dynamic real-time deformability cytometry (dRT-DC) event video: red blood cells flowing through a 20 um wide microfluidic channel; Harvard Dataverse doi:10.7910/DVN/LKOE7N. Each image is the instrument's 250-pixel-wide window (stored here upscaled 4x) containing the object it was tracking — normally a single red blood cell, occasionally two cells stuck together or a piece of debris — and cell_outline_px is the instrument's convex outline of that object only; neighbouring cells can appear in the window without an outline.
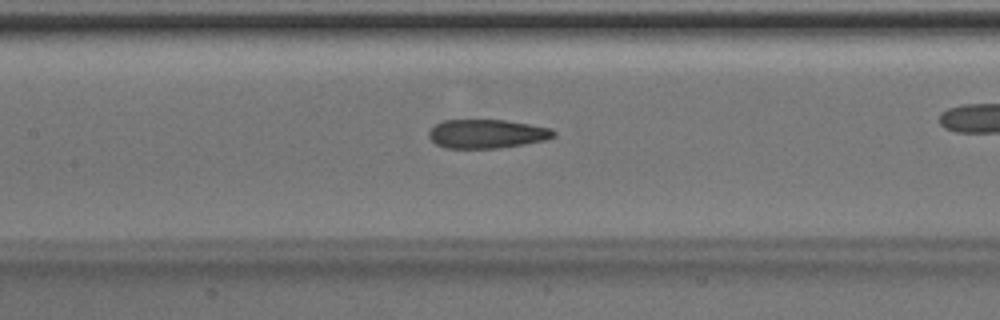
{"species": "Egyptian fruit bat (a non-hibernating species)", "species_latin": "Rousettus aegyptiacus", "temperature_condition": "room temperature", "stored_images_in_passage": 39, "camera_frame_rate_fps": 3000, "um_per_image_px": 0.085, "animal": {"sex": "male"}, "frame": {"image": 1, "passage_image": 23, "time_ms": 7.333, "image_size_px": [1000, 320], "cell_outline_px": [[556, 136], [544, 140], [524, 144], [500, 148], [444, 148], [436, 144], [428, 136], [428, 132], [436, 124], [444, 120], [504, 120], [552, 128], [556, 132]], "centroid_in_image_um": [41.39, 11.38], "position_along_channel_um": 166.0, "area_um2": 20.98}}
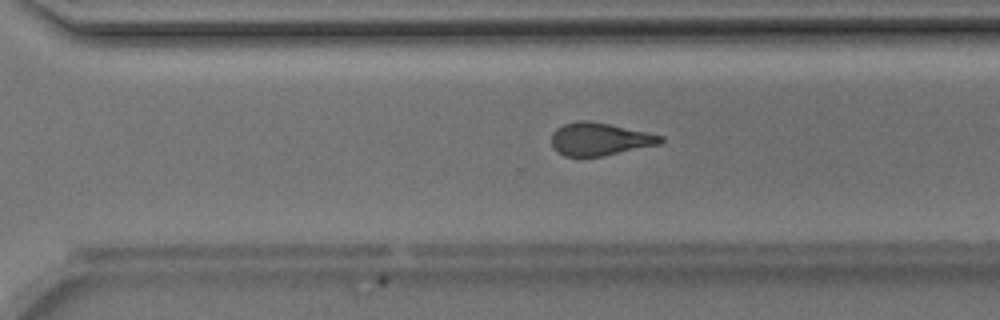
{"frame": {"image": 2, "passage_image": 34, "time_ms": 11.0, "image_size_px": [1000, 320], "cell_outline_px": [[664, 140], [660, 144], [604, 156], [564, 156], [556, 152], [552, 148], [552, 132], [556, 128], [564, 124], [576, 120], [588, 120], [648, 132], [664, 136]], "centroid_in_image_um": [50.96, 11.82], "position_along_channel_um": 319.6, "area_um2": 20.98}}